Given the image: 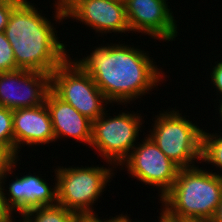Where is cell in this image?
<instances>
[{"instance_id":"obj_1","label":"cell","mask_w":222,"mask_h":222,"mask_svg":"<svg viewBox=\"0 0 222 222\" xmlns=\"http://www.w3.org/2000/svg\"><path fill=\"white\" fill-rule=\"evenodd\" d=\"M98 46L90 50V55L72 61L92 77L110 105L116 102L127 106L151 94L166 77L148 51L125 45V41Z\"/></svg>"},{"instance_id":"obj_2","label":"cell","mask_w":222,"mask_h":222,"mask_svg":"<svg viewBox=\"0 0 222 222\" xmlns=\"http://www.w3.org/2000/svg\"><path fill=\"white\" fill-rule=\"evenodd\" d=\"M31 2L21 0L12 9L4 33L19 69L51 74L71 54L59 40L51 19Z\"/></svg>"},{"instance_id":"obj_3","label":"cell","mask_w":222,"mask_h":222,"mask_svg":"<svg viewBox=\"0 0 222 222\" xmlns=\"http://www.w3.org/2000/svg\"><path fill=\"white\" fill-rule=\"evenodd\" d=\"M202 168H180L172 188L159 199L163 206L160 212L170 222L213 218L222 197V176Z\"/></svg>"},{"instance_id":"obj_4","label":"cell","mask_w":222,"mask_h":222,"mask_svg":"<svg viewBox=\"0 0 222 222\" xmlns=\"http://www.w3.org/2000/svg\"><path fill=\"white\" fill-rule=\"evenodd\" d=\"M107 164L105 166L108 167L93 164L90 167L84 166L85 168L82 165L56 167L54 176L57 177V203L79 217H95L98 213L94 211V203L102 196L106 186H110L108 183L116 174V167L110 162Z\"/></svg>"},{"instance_id":"obj_5","label":"cell","mask_w":222,"mask_h":222,"mask_svg":"<svg viewBox=\"0 0 222 222\" xmlns=\"http://www.w3.org/2000/svg\"><path fill=\"white\" fill-rule=\"evenodd\" d=\"M169 109H163L152 118L155 119L151 126L153 128L147 135L180 168L196 166L195 162L202 163L203 128L186 118V115L182 116L176 106Z\"/></svg>"},{"instance_id":"obj_6","label":"cell","mask_w":222,"mask_h":222,"mask_svg":"<svg viewBox=\"0 0 222 222\" xmlns=\"http://www.w3.org/2000/svg\"><path fill=\"white\" fill-rule=\"evenodd\" d=\"M106 110L92 122V138L90 146L99 152L106 163L116 168L130 155L139 140L144 120L140 113L134 111L119 112L113 117ZM140 114V115H139ZM142 128V129H140ZM140 131V132H139Z\"/></svg>"},{"instance_id":"obj_7","label":"cell","mask_w":222,"mask_h":222,"mask_svg":"<svg viewBox=\"0 0 222 222\" xmlns=\"http://www.w3.org/2000/svg\"><path fill=\"white\" fill-rule=\"evenodd\" d=\"M51 90L92 122L110 105L92 77L70 56L51 73Z\"/></svg>"},{"instance_id":"obj_8","label":"cell","mask_w":222,"mask_h":222,"mask_svg":"<svg viewBox=\"0 0 222 222\" xmlns=\"http://www.w3.org/2000/svg\"><path fill=\"white\" fill-rule=\"evenodd\" d=\"M140 141L142 143H137L119 168H126L132 178L156 188L161 199L172 188L180 167L169 159L148 135Z\"/></svg>"},{"instance_id":"obj_9","label":"cell","mask_w":222,"mask_h":222,"mask_svg":"<svg viewBox=\"0 0 222 222\" xmlns=\"http://www.w3.org/2000/svg\"><path fill=\"white\" fill-rule=\"evenodd\" d=\"M51 74L17 69L0 73V106L11 110L45 103Z\"/></svg>"},{"instance_id":"obj_10","label":"cell","mask_w":222,"mask_h":222,"mask_svg":"<svg viewBox=\"0 0 222 222\" xmlns=\"http://www.w3.org/2000/svg\"><path fill=\"white\" fill-rule=\"evenodd\" d=\"M166 1L168 0H124L131 33L147 34L163 43L175 41L179 27L172 8L168 6L170 2Z\"/></svg>"},{"instance_id":"obj_11","label":"cell","mask_w":222,"mask_h":222,"mask_svg":"<svg viewBox=\"0 0 222 222\" xmlns=\"http://www.w3.org/2000/svg\"><path fill=\"white\" fill-rule=\"evenodd\" d=\"M65 18L91 27L101 37L131 32L124 0H76L65 10Z\"/></svg>"},{"instance_id":"obj_12","label":"cell","mask_w":222,"mask_h":222,"mask_svg":"<svg viewBox=\"0 0 222 222\" xmlns=\"http://www.w3.org/2000/svg\"><path fill=\"white\" fill-rule=\"evenodd\" d=\"M14 176L15 180L11 179L9 187L5 186V189L3 185L4 202L12 214L18 211L17 214L22 216L32 209L57 204V177L54 178L55 184L49 187L48 180L34 172Z\"/></svg>"},{"instance_id":"obj_13","label":"cell","mask_w":222,"mask_h":222,"mask_svg":"<svg viewBox=\"0 0 222 222\" xmlns=\"http://www.w3.org/2000/svg\"><path fill=\"white\" fill-rule=\"evenodd\" d=\"M14 151L28 145L43 146L55 142L52 121L46 104L13 110ZM24 143V144H23Z\"/></svg>"},{"instance_id":"obj_14","label":"cell","mask_w":222,"mask_h":222,"mask_svg":"<svg viewBox=\"0 0 222 222\" xmlns=\"http://www.w3.org/2000/svg\"><path fill=\"white\" fill-rule=\"evenodd\" d=\"M45 104L52 121L55 142L68 137L90 146L91 120L79 113L69 103L60 99L52 90L48 92Z\"/></svg>"},{"instance_id":"obj_15","label":"cell","mask_w":222,"mask_h":222,"mask_svg":"<svg viewBox=\"0 0 222 222\" xmlns=\"http://www.w3.org/2000/svg\"><path fill=\"white\" fill-rule=\"evenodd\" d=\"M20 217L23 222H77L80 218L75 212L58 203L32 209Z\"/></svg>"},{"instance_id":"obj_16","label":"cell","mask_w":222,"mask_h":222,"mask_svg":"<svg viewBox=\"0 0 222 222\" xmlns=\"http://www.w3.org/2000/svg\"><path fill=\"white\" fill-rule=\"evenodd\" d=\"M207 129L202 133V162L215 166L222 173V132L208 133ZM219 134V135H218ZM217 171V175L222 174Z\"/></svg>"},{"instance_id":"obj_17","label":"cell","mask_w":222,"mask_h":222,"mask_svg":"<svg viewBox=\"0 0 222 222\" xmlns=\"http://www.w3.org/2000/svg\"><path fill=\"white\" fill-rule=\"evenodd\" d=\"M21 155L19 156L11 147L6 144H0V181L2 185L5 186V183L8 180V175L10 176L13 173L14 168L18 166V161L20 160Z\"/></svg>"},{"instance_id":"obj_18","label":"cell","mask_w":222,"mask_h":222,"mask_svg":"<svg viewBox=\"0 0 222 222\" xmlns=\"http://www.w3.org/2000/svg\"><path fill=\"white\" fill-rule=\"evenodd\" d=\"M13 110L0 106V144L14 150Z\"/></svg>"},{"instance_id":"obj_19","label":"cell","mask_w":222,"mask_h":222,"mask_svg":"<svg viewBox=\"0 0 222 222\" xmlns=\"http://www.w3.org/2000/svg\"><path fill=\"white\" fill-rule=\"evenodd\" d=\"M19 69L16 66L15 56L5 33L0 32V73Z\"/></svg>"},{"instance_id":"obj_20","label":"cell","mask_w":222,"mask_h":222,"mask_svg":"<svg viewBox=\"0 0 222 222\" xmlns=\"http://www.w3.org/2000/svg\"><path fill=\"white\" fill-rule=\"evenodd\" d=\"M21 0H0V32H4L5 27L9 21L12 9Z\"/></svg>"},{"instance_id":"obj_21","label":"cell","mask_w":222,"mask_h":222,"mask_svg":"<svg viewBox=\"0 0 222 222\" xmlns=\"http://www.w3.org/2000/svg\"><path fill=\"white\" fill-rule=\"evenodd\" d=\"M213 68L212 71H210V77L211 78V84L213 86V88L216 90V95H219V98H222V61H215V64L213 66H211Z\"/></svg>"},{"instance_id":"obj_22","label":"cell","mask_w":222,"mask_h":222,"mask_svg":"<svg viewBox=\"0 0 222 222\" xmlns=\"http://www.w3.org/2000/svg\"><path fill=\"white\" fill-rule=\"evenodd\" d=\"M76 0H54V2H55V4H54V2L52 3L53 4V7H55V10H54V13L55 14H53L54 16V20L58 23V24H60V22H63V20L65 19L66 20V18H65V10L71 5V4H73L74 2H75Z\"/></svg>"},{"instance_id":"obj_23","label":"cell","mask_w":222,"mask_h":222,"mask_svg":"<svg viewBox=\"0 0 222 222\" xmlns=\"http://www.w3.org/2000/svg\"><path fill=\"white\" fill-rule=\"evenodd\" d=\"M3 192V185L0 181V222H11L14 214L6 207Z\"/></svg>"},{"instance_id":"obj_24","label":"cell","mask_w":222,"mask_h":222,"mask_svg":"<svg viewBox=\"0 0 222 222\" xmlns=\"http://www.w3.org/2000/svg\"><path fill=\"white\" fill-rule=\"evenodd\" d=\"M94 218L98 222H132V219L128 216V214L123 215V213L116 215L115 217L111 216V217H109V219L106 217H105V219L104 218L102 219L101 217H98V215H96Z\"/></svg>"},{"instance_id":"obj_25","label":"cell","mask_w":222,"mask_h":222,"mask_svg":"<svg viewBox=\"0 0 222 222\" xmlns=\"http://www.w3.org/2000/svg\"><path fill=\"white\" fill-rule=\"evenodd\" d=\"M210 222H222V197Z\"/></svg>"},{"instance_id":"obj_26","label":"cell","mask_w":222,"mask_h":222,"mask_svg":"<svg viewBox=\"0 0 222 222\" xmlns=\"http://www.w3.org/2000/svg\"><path fill=\"white\" fill-rule=\"evenodd\" d=\"M217 101L219 100V102H217V103H219V105H216V106H218V109H215V110H219V116L218 117H220V119H219V123H220V120H221V122H222V98H220V99H218V96H217V99H216ZM222 124V123H221Z\"/></svg>"},{"instance_id":"obj_27","label":"cell","mask_w":222,"mask_h":222,"mask_svg":"<svg viewBox=\"0 0 222 222\" xmlns=\"http://www.w3.org/2000/svg\"><path fill=\"white\" fill-rule=\"evenodd\" d=\"M159 215L160 216H158V218H157V219H159L158 220L159 222H170L162 212L161 213L159 212ZM132 222H146V221L141 220V221H132Z\"/></svg>"},{"instance_id":"obj_28","label":"cell","mask_w":222,"mask_h":222,"mask_svg":"<svg viewBox=\"0 0 222 222\" xmlns=\"http://www.w3.org/2000/svg\"><path fill=\"white\" fill-rule=\"evenodd\" d=\"M77 222H98L94 217H80Z\"/></svg>"},{"instance_id":"obj_29","label":"cell","mask_w":222,"mask_h":222,"mask_svg":"<svg viewBox=\"0 0 222 222\" xmlns=\"http://www.w3.org/2000/svg\"><path fill=\"white\" fill-rule=\"evenodd\" d=\"M177 222H210V221H177Z\"/></svg>"},{"instance_id":"obj_30","label":"cell","mask_w":222,"mask_h":222,"mask_svg":"<svg viewBox=\"0 0 222 222\" xmlns=\"http://www.w3.org/2000/svg\"><path fill=\"white\" fill-rule=\"evenodd\" d=\"M19 221H20V222H23V221H21L20 219H19ZM11 222H16V221H15V218H14V220H12Z\"/></svg>"}]
</instances>
